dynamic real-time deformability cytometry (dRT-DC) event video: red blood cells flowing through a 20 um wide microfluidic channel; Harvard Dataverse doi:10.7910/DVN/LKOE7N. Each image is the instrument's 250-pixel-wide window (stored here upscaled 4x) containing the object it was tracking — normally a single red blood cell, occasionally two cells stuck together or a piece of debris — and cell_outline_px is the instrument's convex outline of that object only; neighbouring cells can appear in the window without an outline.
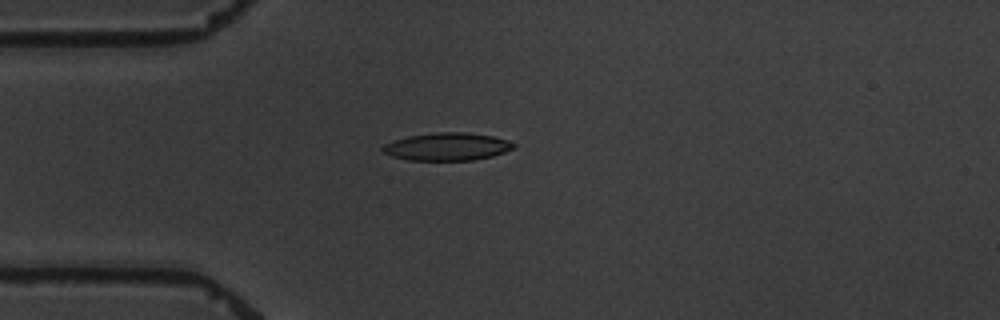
{"species": "common noctule bat (a hibernating species)", "species_latin": "Nyctalus noctula", "temperature_condition": "warm", "stored_images_in_passage": 1, "camera_frame_rate_fps": 3000, "um_per_image_px": 0.085, "animal": {"sex": "male", "body_mass_g": 19.5, "forearm_length_mm": 54.6}, "frame": {"image": 1, "passage_image": 1, "time_ms": 0.0, "image_size_px": [1000, 320], "cell_outline_px": [[516, 144], [512, 148], [504, 152], [492, 156], [472, 160], [408, 160], [392, 156], [384, 152], [380, 148], [384, 144], [408, 136], [436, 132], [468, 132], [492, 136], [508, 140]], "centroid_in_image_um": [38.0, 12.46], "position_along_channel_um": 47.0, "area_um2": 21.04}}